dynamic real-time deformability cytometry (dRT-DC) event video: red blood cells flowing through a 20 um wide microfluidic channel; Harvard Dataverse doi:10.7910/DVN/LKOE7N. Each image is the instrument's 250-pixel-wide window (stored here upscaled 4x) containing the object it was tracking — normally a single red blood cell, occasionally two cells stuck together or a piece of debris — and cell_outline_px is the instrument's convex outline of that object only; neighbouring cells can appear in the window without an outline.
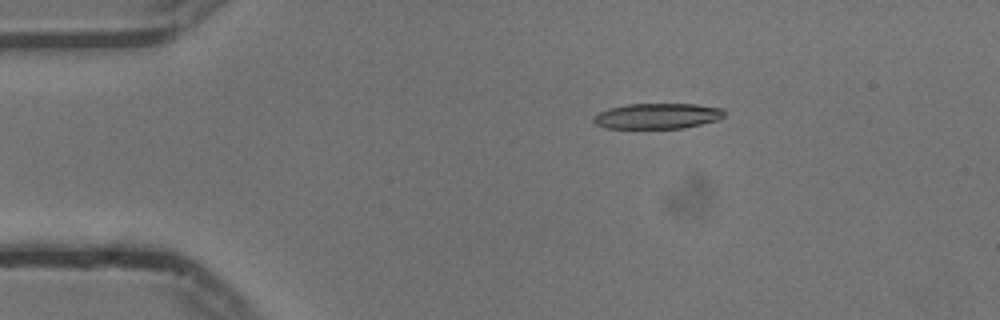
{"species": "common noctule bat (a hibernating species)", "species_latin": "Nyctalus noctula", "temperature_condition": "cold", "stored_images_in_passage": 46, "camera_frame_rate_fps": 3000, "um_per_image_px": 0.085, "animal": {"sex": "male", "body_mass_g": 13.3}, "frame": {"image": 1, "passage_image": 1, "time_ms": 0.0, "image_size_px": [1000, 320], "cell_outline_px": [[724, 116], [720, 120], [684, 128], [604, 128], [596, 124], [592, 120], [592, 116], [608, 108], [628, 104], [696, 104], [724, 108]], "centroid_in_image_um": [55.9, 9.86], "position_along_channel_um": 29.1, "area_um2": 19.65}}
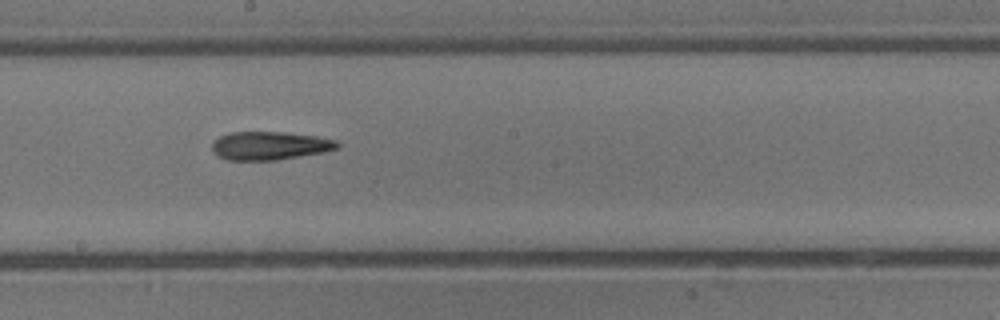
{"frame": {"image": 2, "passage_image": 21, "time_ms": 6.667, "image_size_px": [1000, 320], "cell_outline_px": [[340, 148], [324, 152], [276, 160], [228, 160], [216, 156], [212, 152], [212, 140], [228, 132], [284, 132], [316, 136], [336, 140], [340, 144]], "centroid_in_image_um": [22.9, 12.38], "position_along_channel_um": 225.3, "area_um2": 20.92}}
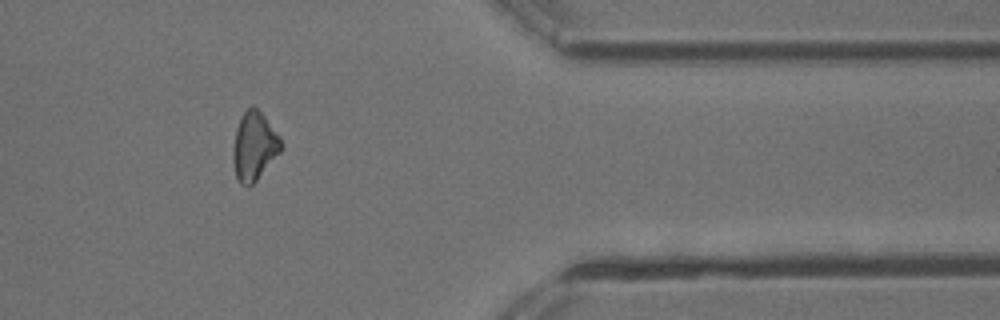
{"frame": {"image": 3, "passage_image": 36, "time_ms": 11.667, "image_size_px": [1000, 320], "cell_outline_px": [[284, 148], [256, 180], [252, 184], [240, 184], [236, 176], [232, 160], [232, 152], [236, 128], [244, 112], [252, 104], [264, 116], [280, 136]], "centroid_in_image_um": [21.61, 12.42], "position_along_channel_um": 389.8, "area_um2": 19.02}, "authors_computed_cell_mechanics": {"area_um2": 20.4901, "velocity_mm_per_s": 3.7474, "shape_relaxation_time_tau1_ms": 8.2844, "shape_relaxation_time_tau2_ms": null, "deformation_change_tau1": 0.2133, "deformation_change_tau2": null}}